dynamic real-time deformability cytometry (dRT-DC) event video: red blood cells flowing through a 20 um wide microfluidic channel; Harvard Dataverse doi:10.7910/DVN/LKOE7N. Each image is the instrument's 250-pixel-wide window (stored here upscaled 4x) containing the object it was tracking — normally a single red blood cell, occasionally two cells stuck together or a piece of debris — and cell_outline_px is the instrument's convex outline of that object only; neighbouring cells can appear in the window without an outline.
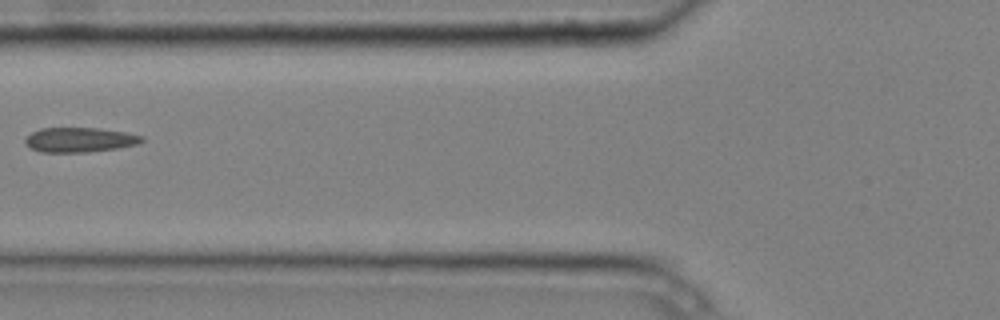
{"species": "common noctule bat (a hibernating species)", "species_latin": "Nyctalus noctula", "temperature_condition": "cold", "stored_images_in_passage": 7, "camera_frame_rate_fps": 3000, "um_per_image_px": 0.085, "animal": {"sex": "male", "body_mass_g": 20.4}, "frame": {"image": 1, "passage_image": 6, "time_ms": 1.667, "image_size_px": [1000, 320], "cell_outline_px": [[144, 140], [140, 144], [120, 148], [88, 152], [40, 152], [24, 144], [24, 140], [32, 132], [40, 128], [96, 128], [124, 132], [144, 136]], "centroid_in_image_um": [6.79, 11.89], "position_along_channel_um": 119.0, "area_um2": 16.88}}
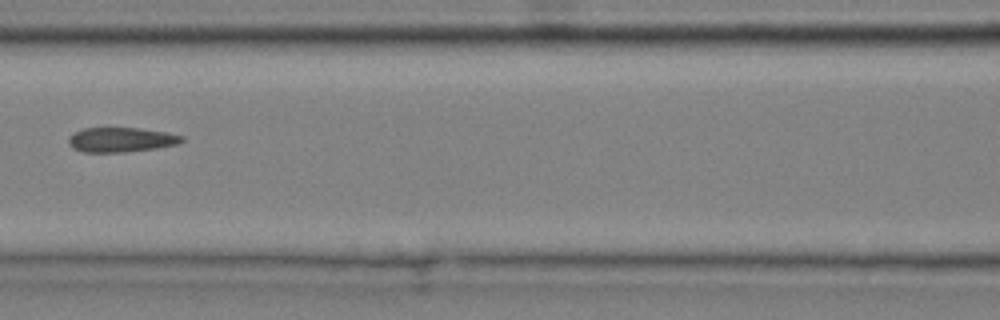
{"frame": {"image": 2, "passage_image": 7, "time_ms": 2.0, "image_size_px": [1000, 320], "cell_outline_px": [[184, 140], [180, 144], [156, 148], [124, 152], [84, 152], [72, 148], [68, 144], [68, 136], [84, 128], [140, 128], [168, 132], [184, 136]], "centroid_in_image_um": [10.32, 11.88], "position_along_channel_um": 156.3, "area_um2": 16.42}}